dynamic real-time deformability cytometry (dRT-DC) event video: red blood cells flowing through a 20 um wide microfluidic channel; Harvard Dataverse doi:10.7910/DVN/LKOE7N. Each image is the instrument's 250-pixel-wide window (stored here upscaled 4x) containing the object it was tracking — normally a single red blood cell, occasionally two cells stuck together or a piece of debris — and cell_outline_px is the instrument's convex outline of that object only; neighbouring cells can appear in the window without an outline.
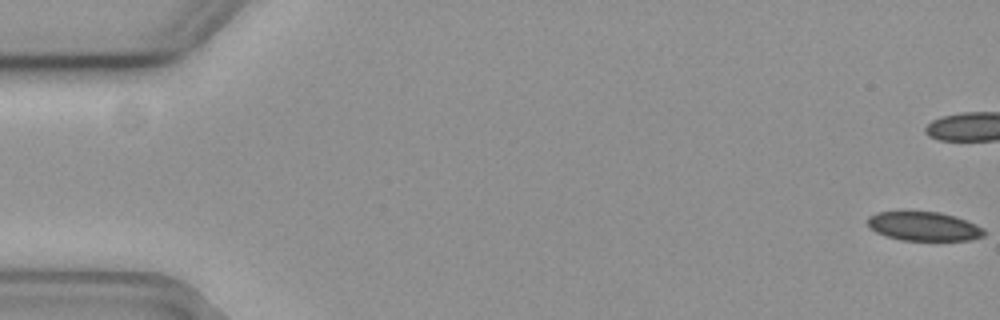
{"species": "common noctule bat (a hibernating species)", "species_latin": "Nyctalus noctula", "temperature_condition": "cold", "stored_images_in_passage": 13, "camera_frame_rate_fps": 3000, "um_per_image_px": 0.085, "animal": {"sex": "female", "body_mass_g": 19.3, "forearm_length_mm": 54.1}, "frame": {"image": 1, "passage_image": 1, "time_ms": 0.0, "image_size_px": [1000, 320], "cell_outline_px": [[984, 236], [972, 240], [900, 240], [876, 232], [868, 224], [868, 216], [876, 212], [900, 208], [904, 208], [940, 212], [964, 220], [984, 228]], "centroid_in_image_um": [78.45, 19.18], "position_along_channel_um": 6.5, "area_um2": 20.35}}